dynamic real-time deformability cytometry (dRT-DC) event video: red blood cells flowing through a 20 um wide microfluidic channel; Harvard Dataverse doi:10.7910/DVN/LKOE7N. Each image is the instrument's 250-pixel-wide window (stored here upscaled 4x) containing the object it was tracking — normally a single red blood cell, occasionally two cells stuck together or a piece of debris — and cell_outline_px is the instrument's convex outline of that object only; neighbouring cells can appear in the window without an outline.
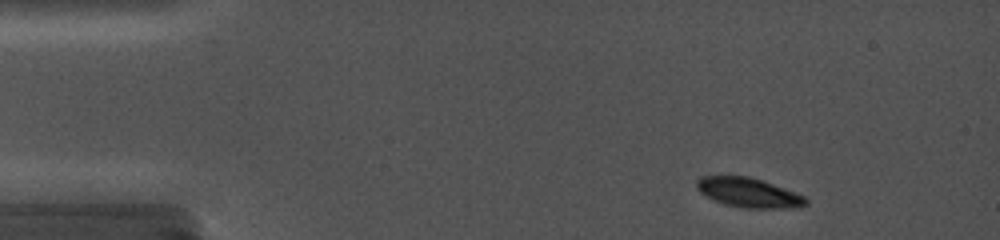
{"species": "common noctule bat (a hibernating species)", "species_latin": "Nyctalus noctula", "temperature_condition": "cold", "stored_images_in_passage": 9, "camera_frame_rate_fps": 5000, "um_per_image_px": 0.085, "animal": {"sex": "female", "body_mass_g": 19.0, "forearm_length_mm": 56.7}, "frame": {"image": 1, "passage_image": 1, "time_ms": 0.0, "image_size_px": [1000, 240], "cell_outline_px": [[808, 204], [800, 208], [740, 208], [724, 204], [704, 196], [696, 188], [696, 180], [700, 176], [748, 176], [784, 188], [804, 196], [808, 200]], "centroid_in_image_um": [63.61, 16.39], "position_along_channel_um": 21.4, "area_um2": 18.9}}
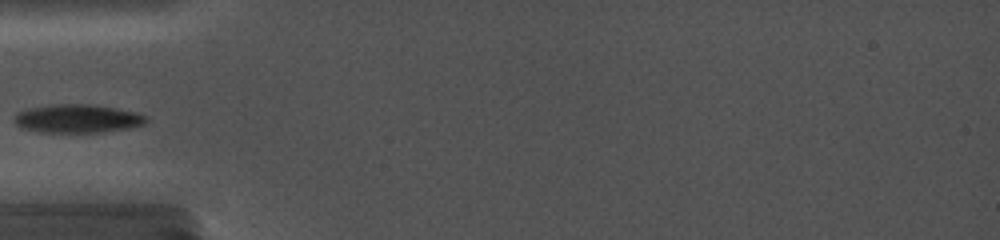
{"frame": {"image": 2, "passage_image": 4, "time_ms": 3.8, "image_size_px": [1000, 240], "cell_outline_px": [[148, 120], [144, 124], [128, 128], [100, 132], [44, 132], [20, 128], [12, 120], [12, 116], [16, 112], [28, 108], [52, 104], [88, 104], [116, 108], [136, 112], [148, 116]], "centroid_in_image_um": [6.54, 10.07], "position_along_channel_um": 78.5, "area_um2": 22.02}}
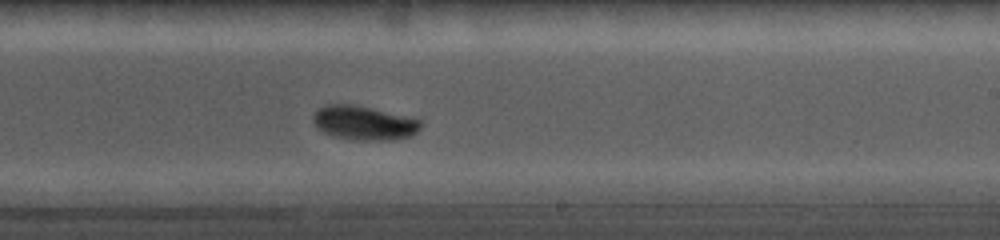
{"frame": {"image": 3, "passage_image": 9, "time_ms": 8.6, "image_size_px": [1000, 240], "cell_outline_px": [[420, 128], [412, 136], [396, 140], [348, 140], [332, 136], [320, 128], [316, 124], [316, 112], [324, 104], [352, 104], [420, 120]], "centroid_in_image_um": [30.96, 10.47], "position_along_channel_um": 258.0, "area_um2": 20.87}}